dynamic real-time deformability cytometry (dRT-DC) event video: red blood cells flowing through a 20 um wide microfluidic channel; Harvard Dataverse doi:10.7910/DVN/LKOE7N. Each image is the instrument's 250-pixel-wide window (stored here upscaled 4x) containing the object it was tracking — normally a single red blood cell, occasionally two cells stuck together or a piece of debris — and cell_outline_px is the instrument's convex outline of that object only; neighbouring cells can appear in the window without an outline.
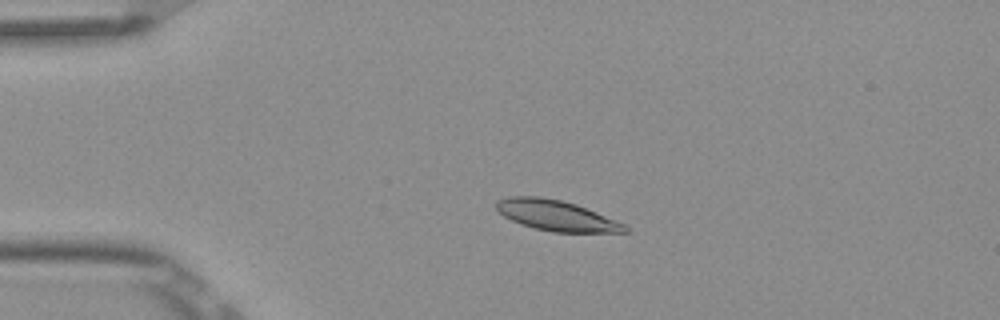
{"species": "Egyptian fruit bat (a non-hibernating species)", "species_latin": "Rousettus aegyptiacus", "temperature_condition": "room temperature", "stored_images_in_passage": 6, "camera_frame_rate_fps": 3000, "um_per_image_px": 0.085, "frame": {"image": 1, "passage_image": 3, "time_ms": 0.667, "image_size_px": [1000, 320], "cell_outline_px": [[628, 232], [552, 232], [520, 224], [504, 216], [496, 208], [496, 200], [508, 196], [540, 196], [560, 200], [576, 204], [596, 212], [624, 224], [628, 228]], "centroid_in_image_um": [47.25, 18.31], "position_along_channel_um": 37.7, "area_um2": 22.66}}
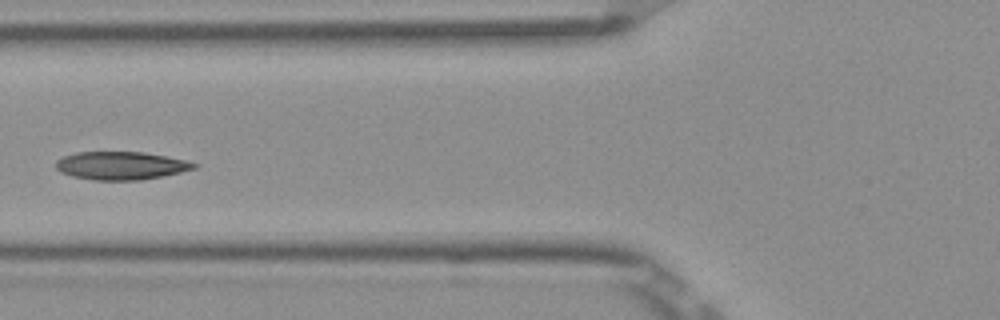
{"frame": {"image": 2, "passage_image": 5, "time_ms": 1.333, "image_size_px": [1000, 320], "cell_outline_px": [[200, 164], [196, 168], [164, 176], [140, 180], [92, 180], [72, 176], [60, 172], [56, 168], [56, 160], [64, 156], [76, 152], [144, 152], [184, 160]], "centroid_in_image_um": [10.27, 14.08], "position_along_channel_um": 115.5, "area_um2": 22.6}}
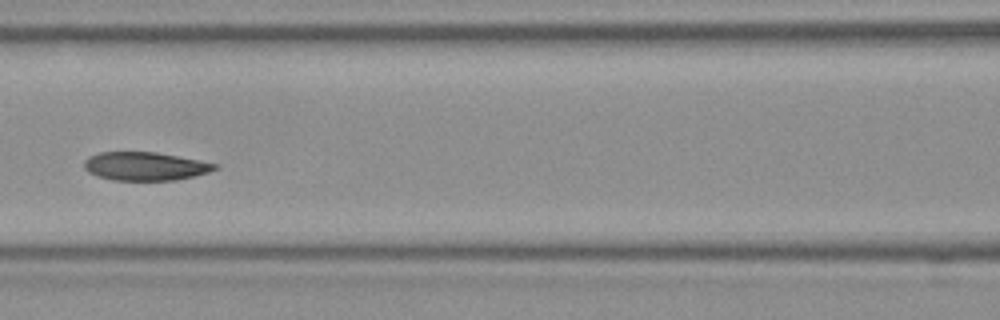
{"frame": {"image": 3, "passage_image": 6, "time_ms": 1.667, "image_size_px": [1000, 320], "cell_outline_px": [[220, 164], [216, 168], [208, 172], [176, 180], [112, 180], [96, 176], [88, 172], [84, 168], [84, 160], [88, 156], [100, 152], [156, 152], [200, 160]], "centroid_in_image_um": [12.3, 14.12], "position_along_channel_um": 154.3, "area_um2": 21.68}}